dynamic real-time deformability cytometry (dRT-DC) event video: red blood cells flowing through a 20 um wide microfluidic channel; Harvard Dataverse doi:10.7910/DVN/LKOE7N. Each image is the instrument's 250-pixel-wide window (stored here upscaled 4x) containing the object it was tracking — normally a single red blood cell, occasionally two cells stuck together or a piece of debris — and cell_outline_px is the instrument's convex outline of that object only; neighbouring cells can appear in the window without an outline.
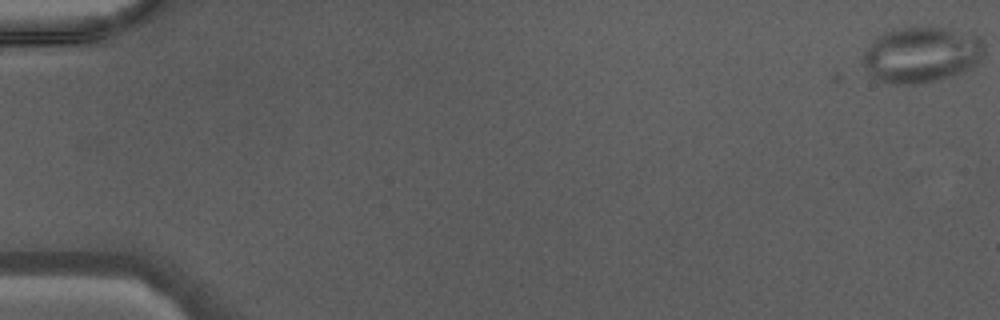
{"species": "Egyptian fruit bat (a non-hibernating species)", "species_latin": "Rousettus aegyptiacus", "temperature_condition": "warm", "stored_images_in_passage": 47, "camera_frame_rate_fps": 3000, "um_per_image_px": 0.085, "animal": {"sex": "male"}, "frame": {"image": 1, "passage_image": 1, "time_ms": 0.0, "image_size_px": [1000, 320], "cell_outline_px": [[984, 52], [980, 60], [972, 68], [948, 76], [920, 84], [892, 84], [880, 80], [872, 76], [860, 64], [860, 56], [884, 32], [892, 28], [948, 28], [972, 32], [980, 36], [984, 40]], "centroid_in_image_um": [78.34, 4.64], "position_along_channel_um": 6.7, "area_um2": 39.71}}
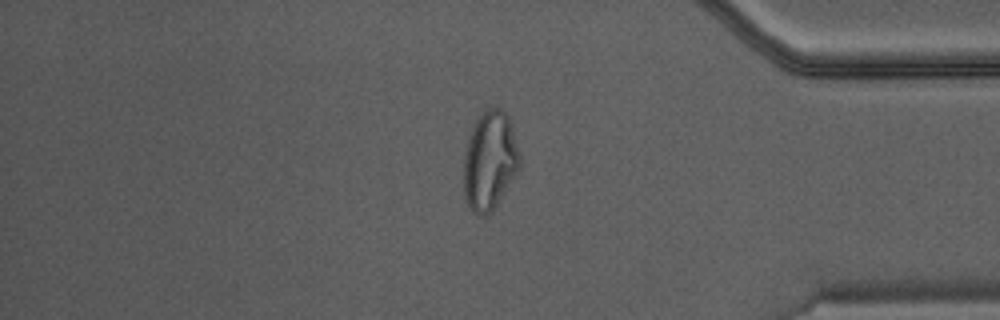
{"frame": {"image": 2, "passage_image": 40, "time_ms": 13.0, "image_size_px": [1000, 320], "cell_outline_px": [[520, 168], [496, 204], [484, 216], [480, 216], [472, 212], [464, 196], [464, 156], [468, 140], [472, 128], [476, 120], [492, 104], [500, 108], [508, 116], [520, 156]], "centroid_in_image_um": [41.62, 13.64], "position_along_channel_um": 393.6, "area_um2": 31.79}}
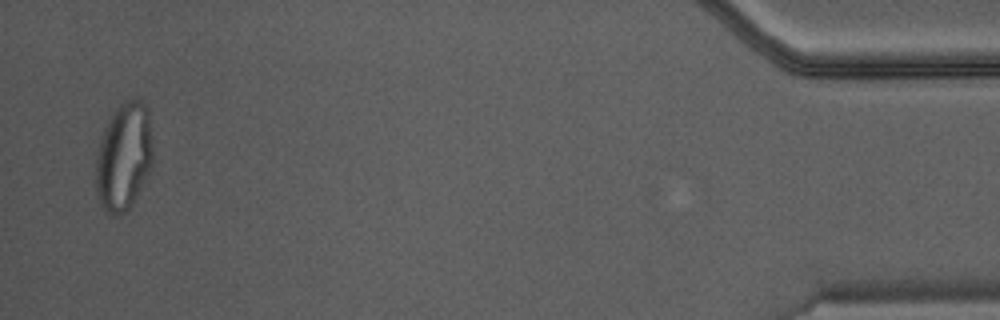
{"frame": {"image": 3, "passage_image": 46, "time_ms": 15.0, "image_size_px": [1000, 320], "cell_outline_px": [[152, 164], [132, 204], [124, 212], [116, 216], [112, 216], [104, 212], [96, 192], [96, 160], [100, 140], [104, 128], [112, 112], [124, 100], [132, 96], [140, 100], [144, 104], [148, 112], [152, 144]], "centroid_in_image_um": [10.5, 13.3], "position_along_channel_um": 424.7, "area_um2": 35.84}}